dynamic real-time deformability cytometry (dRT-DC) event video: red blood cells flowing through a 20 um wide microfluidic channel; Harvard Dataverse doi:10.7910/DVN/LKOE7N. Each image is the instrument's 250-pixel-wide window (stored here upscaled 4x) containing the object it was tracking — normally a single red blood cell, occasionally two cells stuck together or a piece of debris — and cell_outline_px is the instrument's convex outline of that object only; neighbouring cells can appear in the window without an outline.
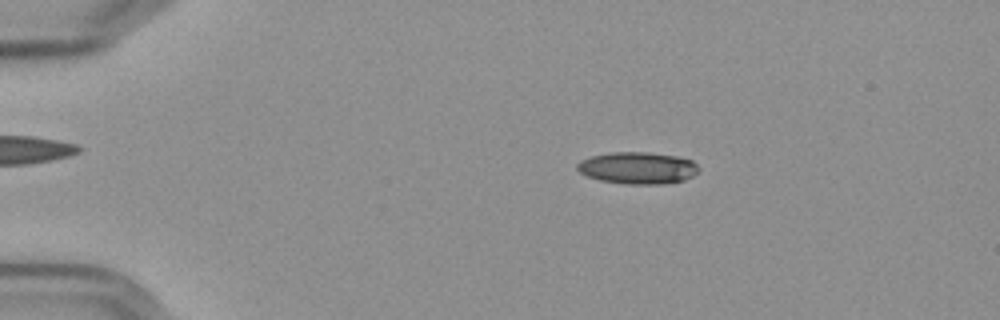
{"species": "Egyptian fruit bat (a non-hibernating species)", "species_latin": "Rousettus aegyptiacus", "temperature_condition": "cold", "stored_images_in_passage": 57, "camera_frame_rate_fps": 3000, "um_per_image_px": 0.085, "frame": {"image": 1, "passage_image": 11, "time_ms": 3.333, "image_size_px": [1000, 320], "cell_outline_px": [[700, 168], [692, 176], [684, 180], [656, 184], [624, 184], [600, 180], [588, 176], [580, 172], [576, 168], [576, 164], [580, 160], [592, 156], [608, 152], [648, 152], [676, 156], [692, 160]], "centroid_in_image_um": [54.18, 14.26], "position_along_channel_um": 30.8, "area_um2": 22.54}}
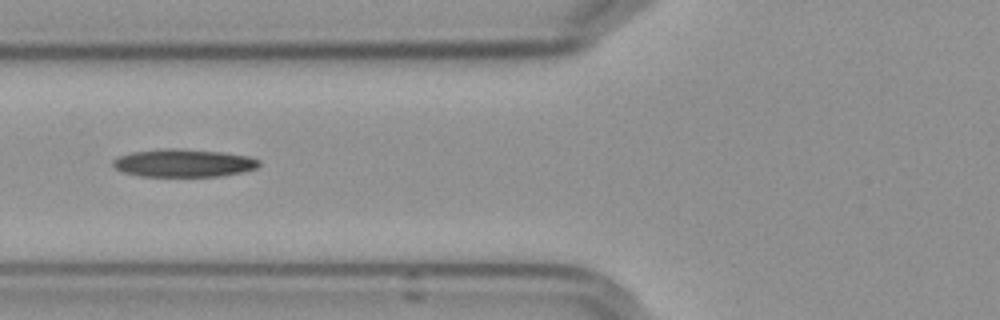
{"frame": {"image": 2, "passage_image": 23, "time_ms": 7.333, "image_size_px": [1000, 320], "cell_outline_px": [[260, 164], [256, 168], [244, 172], [220, 176], [140, 176], [124, 172], [116, 168], [112, 164], [112, 160], [120, 156], [132, 152], [164, 148], [172, 148], [224, 152], [248, 156], [260, 160]], "centroid_in_image_um": [15.63, 13.85], "position_along_channel_um": 110.2, "area_um2": 23.7}}
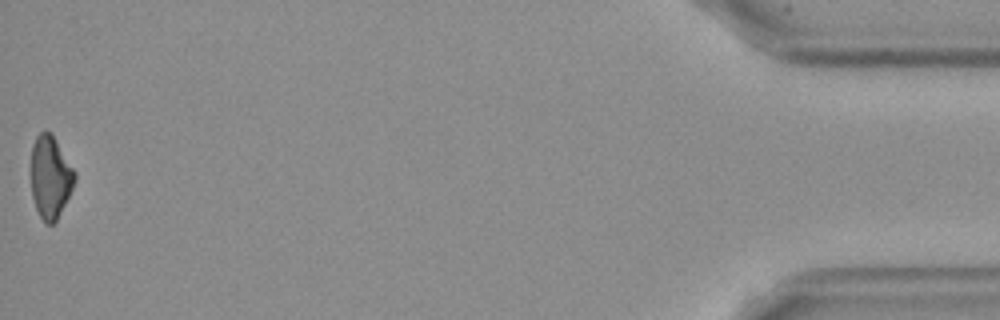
{"frame": {"image": 3, "passage_image": 57, "time_ms": 18.667, "image_size_px": [1000, 320], "cell_outline_px": [[76, 180], [56, 220], [52, 224], [44, 224], [36, 208], [32, 196], [32, 144], [36, 136], [40, 132], [48, 132], [52, 136], [76, 172]], "centroid_in_image_um": [4.27, 15.08], "position_along_channel_um": 430.9, "area_um2": 20.46}, "authors_computed_cell_mechanics": {"area_um2": 22.7732, "velocity_mm_per_s": 3.6052, "shape_relaxation_time_tau1_ms": 8.4475, "shape_relaxation_time_tau2_ms": null, "deformation_change_tau1": 0.166, "deformation_change_tau2": null}}